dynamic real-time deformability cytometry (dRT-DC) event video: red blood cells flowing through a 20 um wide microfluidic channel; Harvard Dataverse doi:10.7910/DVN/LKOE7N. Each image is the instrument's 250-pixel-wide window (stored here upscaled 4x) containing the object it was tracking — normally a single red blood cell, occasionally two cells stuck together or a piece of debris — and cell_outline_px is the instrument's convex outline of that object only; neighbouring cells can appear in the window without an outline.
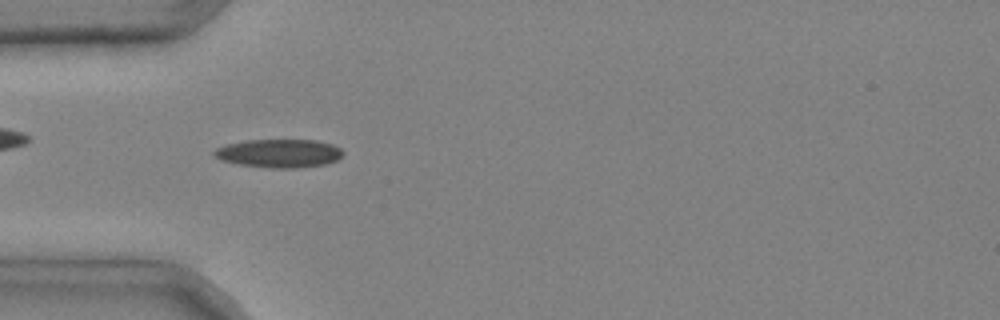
{"species": "common noctule bat (a hibernating species)", "species_latin": "Nyctalus noctula", "temperature_condition": "cold", "stored_images_in_passage": 6, "camera_frame_rate_fps": 3000, "um_per_image_px": 0.085, "animal": {"sex": "male", "body_mass_g": 20.4}, "frame": {"image": 1, "passage_image": 5, "time_ms": 1.333, "image_size_px": [1000, 320], "cell_outline_px": [[344, 156], [336, 160], [324, 164], [296, 168], [272, 168], [240, 164], [220, 160], [212, 152], [216, 148], [224, 144], [244, 140], [316, 140], [332, 144], [340, 148], [344, 152]], "centroid_in_image_um": [23.72, 13.02], "position_along_channel_um": 61.3, "area_um2": 21.39}}